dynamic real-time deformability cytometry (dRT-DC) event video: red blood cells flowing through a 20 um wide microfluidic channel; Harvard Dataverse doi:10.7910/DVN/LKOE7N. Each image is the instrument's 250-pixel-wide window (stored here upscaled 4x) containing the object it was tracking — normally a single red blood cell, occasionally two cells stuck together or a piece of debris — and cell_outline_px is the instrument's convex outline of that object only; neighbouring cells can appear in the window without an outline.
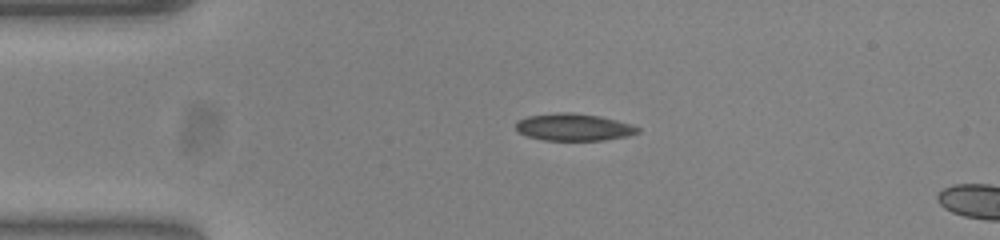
{"species": "common noctule bat (a hibernating species)", "species_latin": "Nyctalus noctula", "temperature_condition": "warm", "stored_images_in_passage": 43, "camera_frame_rate_fps": 3000, "um_per_image_px": 0.085, "animal": {"sex": "female", "body_mass_g": 23.0, "forearm_length_mm": 53.4}, "frame": {"image": 1, "passage_image": 1, "time_ms": 0.0, "image_size_px": [1000, 240], "cell_outline_px": [[640, 132], [628, 136], [604, 140], [544, 140], [528, 136], [520, 132], [516, 128], [516, 120], [528, 116], [560, 112], [568, 112], [600, 116], [632, 124], [640, 128]], "centroid_in_image_um": [48.79, 10.81], "position_along_channel_um": 36.2, "area_um2": 19.25}}
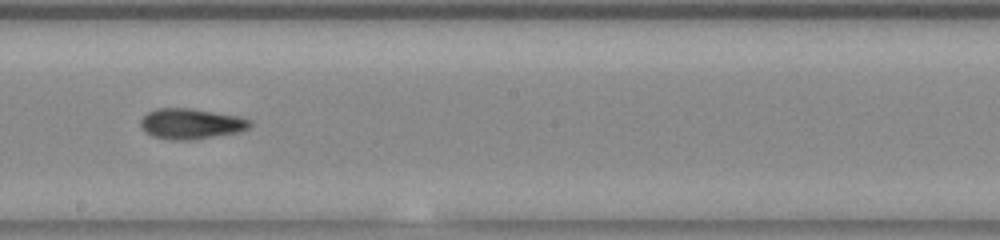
{"frame": {"image": 2, "passage_image": 19, "time_ms": 6.0, "image_size_px": [1000, 240], "cell_outline_px": [[252, 124], [248, 128], [240, 132], [192, 140], [172, 140], [152, 136], [144, 132], [140, 124], [140, 120], [148, 112], [156, 108], [192, 108], [240, 116], [252, 120]], "centroid_in_image_um": [16.25, 10.52], "position_along_channel_um": 232.0, "area_um2": 19.71}}
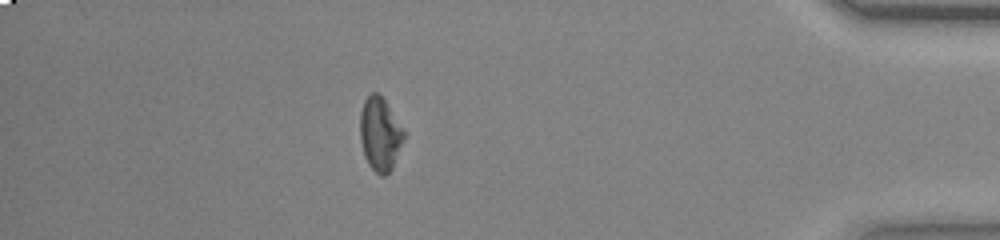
{"frame": {"image": 3, "passage_image": 36, "time_ms": 11.667, "image_size_px": [1000, 240], "cell_outline_px": [[404, 136], [392, 168], [384, 176], [380, 176], [368, 164], [364, 156], [360, 140], [360, 112], [364, 100], [372, 92], [380, 92], [404, 128]], "centroid_in_image_um": [32.29, 11.35], "position_along_channel_um": 402.9, "area_um2": 18.84}}